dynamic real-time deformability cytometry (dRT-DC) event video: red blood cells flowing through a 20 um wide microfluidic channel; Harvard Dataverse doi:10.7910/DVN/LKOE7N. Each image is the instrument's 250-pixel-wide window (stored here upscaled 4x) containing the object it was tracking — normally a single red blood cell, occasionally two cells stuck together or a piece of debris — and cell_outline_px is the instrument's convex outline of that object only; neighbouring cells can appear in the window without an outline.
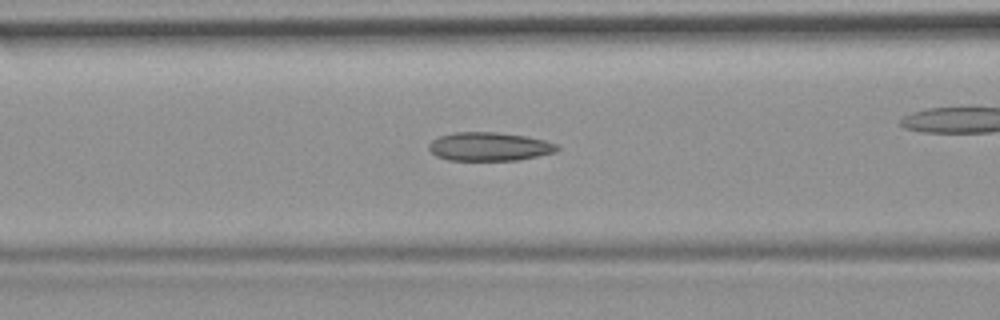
{"species": "common noctule bat (a hibernating species)", "species_latin": "Nyctalus noctula", "temperature_condition": "room temperature", "stored_images_in_passage": 47, "camera_frame_rate_fps": 3000, "um_per_image_px": 0.085, "animal": {"sex": "female", "body_mass_g": 19.9}, "frame": {"image": 1, "passage_image": 14, "time_ms": 4.333, "image_size_px": [1000, 320], "cell_outline_px": [[560, 148], [556, 152], [516, 160], [448, 160], [436, 156], [428, 148], [428, 144], [432, 140], [440, 136], [452, 132], [496, 132], [524, 136], [544, 140], [556, 144]], "centroid_in_image_um": [41.56, 12.46], "position_along_channel_um": 125.0, "area_um2": 21.27}, "authors_computed_cell_mechanics": {"area_um2": 20.9236, "velocity_mm_per_s": 3.7568, "shape_relaxation_time_tau1_ms": null, "shape_relaxation_time_tau2_ms": 3.955, "deformation_change_tau1": null, "deformation_change_tau2": 0.1123}}